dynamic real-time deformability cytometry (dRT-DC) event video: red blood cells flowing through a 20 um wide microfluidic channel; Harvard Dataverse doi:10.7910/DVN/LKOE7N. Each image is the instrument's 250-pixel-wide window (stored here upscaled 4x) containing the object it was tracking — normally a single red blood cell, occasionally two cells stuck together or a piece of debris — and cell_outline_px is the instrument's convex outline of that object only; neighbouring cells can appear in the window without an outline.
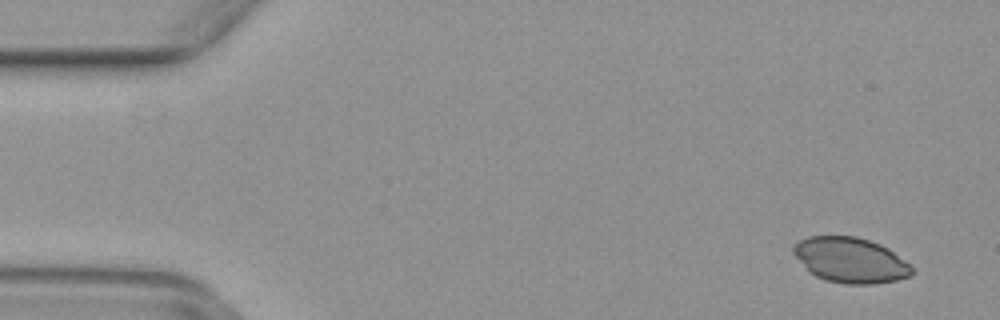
{"species": "common noctule bat (a hibernating species)", "species_latin": "Nyctalus noctula", "temperature_condition": "warm", "stored_images_in_passage": 50, "camera_frame_rate_fps": 3000, "um_per_image_px": 0.085, "animal": {"sex": "female", "body_mass_g": 29.2, "forearm_length_mm": 56.3}, "frame": {"image": 1, "passage_image": 3, "time_ms": 0.667, "image_size_px": [1000, 320], "cell_outline_px": [[912, 276], [896, 280], [872, 284], [844, 284], [824, 280], [808, 272], [792, 252], [792, 244], [808, 236], [856, 236], [880, 244], [888, 248], [904, 260], [912, 268]], "centroid_in_image_um": [72.24, 22.11], "position_along_channel_um": 12.8, "area_um2": 31.39}}